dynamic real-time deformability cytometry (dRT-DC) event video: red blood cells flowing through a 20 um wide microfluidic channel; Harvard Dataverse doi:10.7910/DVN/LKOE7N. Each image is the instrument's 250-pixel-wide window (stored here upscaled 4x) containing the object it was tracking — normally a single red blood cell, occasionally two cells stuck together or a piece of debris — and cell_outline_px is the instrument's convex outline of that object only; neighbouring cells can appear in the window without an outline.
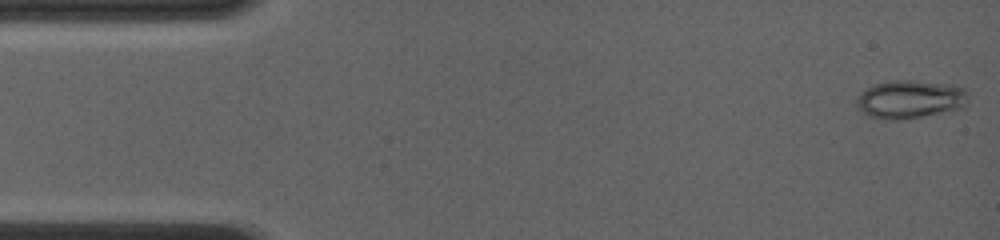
{"species": "common noctule bat (a hibernating species)", "species_latin": "Nyctalus noctula", "temperature_condition": "room temperature", "stored_images_in_passage": 60, "camera_frame_rate_fps": 4000, "um_per_image_px": 0.085, "animal": {"sex": "female", "body_mass_g": 19.0, "forearm_length_mm": 56.7}, "frame": {"image": 1, "passage_image": 1, "time_ms": 0.0, "image_size_px": [1000, 240], "cell_outline_px": [[968, 96], [964, 108], [920, 116], [896, 120], [868, 116], [856, 108], [856, 100], [860, 92], [876, 84], [888, 80], [916, 80], [952, 84], [968, 88]], "centroid_in_image_um": [77.38, 8.41], "position_along_channel_um": 7.6, "area_um2": 25.09}}
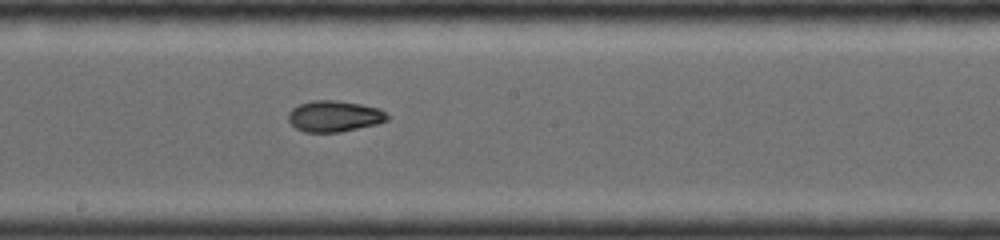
{"frame": {"image": 2, "passage_image": 33, "time_ms": 8.0, "image_size_px": [1000, 240], "cell_outline_px": [[388, 120], [376, 124], [340, 132], [304, 132], [296, 128], [288, 120], [288, 112], [292, 108], [300, 104], [312, 100], [336, 100], [360, 104], [380, 108], [388, 116]], "centroid_in_image_um": [28.39, 9.87], "position_along_channel_um": 219.8, "area_um2": 17.92}}
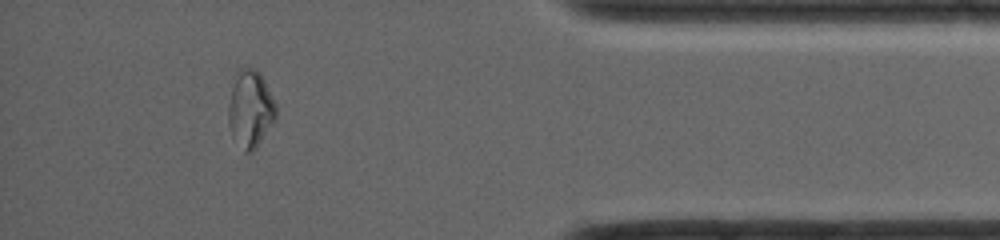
{"frame": {"image": 3, "passage_image": 54, "time_ms": 13.25, "image_size_px": [1000, 240], "cell_outline_px": [[276, 120], [256, 148], [252, 152], [244, 152], [232, 136], [228, 124], [228, 108], [232, 76], [244, 64], [256, 68], [260, 72], [276, 104]], "centroid_in_image_um": [21.26, 9.2], "position_along_channel_um": 413.9, "area_um2": 22.08}, "authors_computed_cell_mechanics": {"area_um2": 19.5942, "velocity_mm_per_s": 4.1705, "shape_relaxation_time_tau1_ms": null, "shape_relaxation_time_tau2_ms": 1.906, "deformation_change_tau1": null, "deformation_change_tau2": 0.0522}}